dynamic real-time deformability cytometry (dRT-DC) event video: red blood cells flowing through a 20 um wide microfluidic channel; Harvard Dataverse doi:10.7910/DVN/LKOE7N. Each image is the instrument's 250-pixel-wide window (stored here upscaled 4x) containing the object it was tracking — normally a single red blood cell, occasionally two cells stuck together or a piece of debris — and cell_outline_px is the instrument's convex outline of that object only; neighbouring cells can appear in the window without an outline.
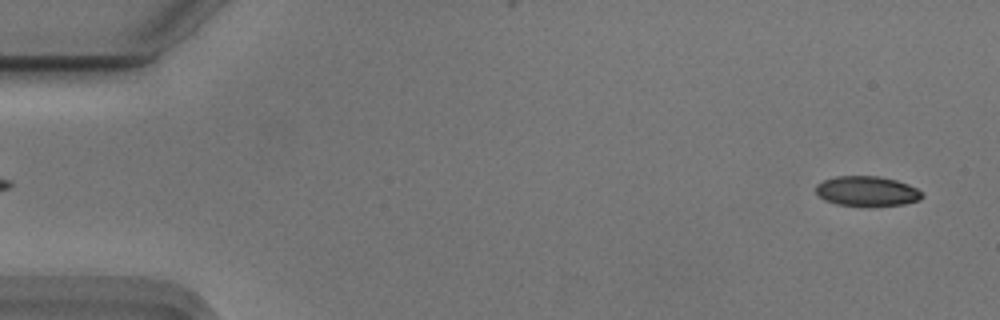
{"species": "Egyptian fruit bat (a non-hibernating species)", "species_latin": "Rousettus aegyptiacus", "temperature_condition": "cold", "stored_images_in_passage": 54, "camera_frame_rate_fps": 3000, "um_per_image_px": 0.085, "animal": {"sex": "male"}, "frame": {"image": 1, "passage_image": 2, "time_ms": 0.333, "image_size_px": [1000, 320], "cell_outline_px": [[924, 196], [920, 200], [904, 204], [868, 208], [836, 204], [824, 200], [816, 192], [816, 184], [824, 180], [836, 176], [880, 176], [896, 180], [908, 184], [924, 192]], "centroid_in_image_um": [73.72, 16.28], "position_along_channel_um": 11.3, "area_um2": 19.13}}
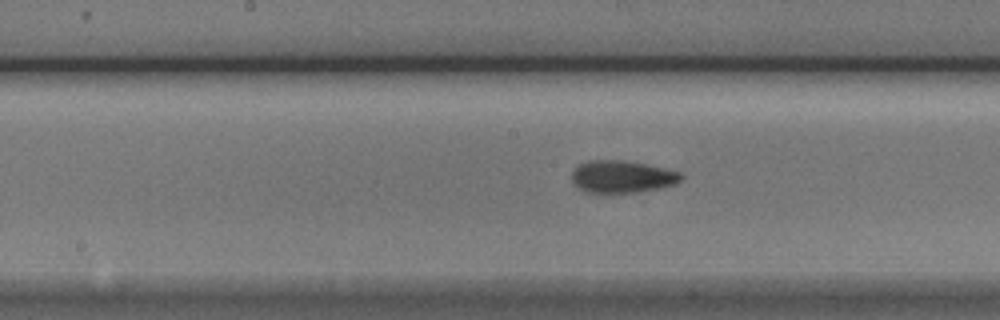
{"frame": {"image": 2, "passage_image": 27, "time_ms": 8.667, "image_size_px": [1000, 320], "cell_outline_px": [[684, 176], [676, 184], [660, 188], [632, 192], [588, 192], [572, 184], [572, 172], [580, 164], [588, 160], [620, 160], [644, 164], [680, 172]], "centroid_in_image_um": [52.87, 15.01], "position_along_channel_um": 195.3, "area_um2": 20.23}}
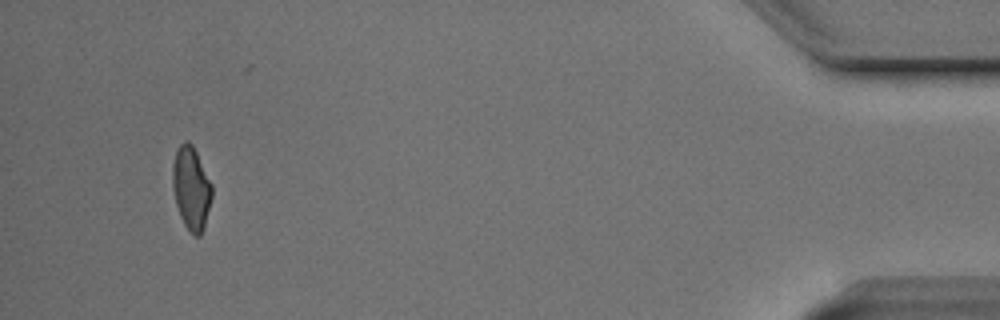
{"frame": {"image": 3, "passage_image": 51, "time_ms": 16.667, "image_size_px": [1000, 320], "cell_outline_px": [[212, 196], [204, 228], [200, 236], [196, 236], [188, 232], [180, 216], [176, 204], [172, 188], [172, 164], [176, 152], [180, 144], [184, 140], [188, 140], [192, 144], [212, 184]], "centroid_in_image_um": [16.24, 16.01], "position_along_channel_um": 419.0, "area_um2": 19.19}, "authors_computed_cell_mechanics": {"area_um2": 19.8543, "velocity_mm_per_s": 3.7429, "shape_relaxation_time_tau1_ms": 4.2834, "shape_relaxation_time_tau2_ms": 2.1186, "deformation_change_tau1": 0.1315, "deformation_change_tau2": 0.0645}}